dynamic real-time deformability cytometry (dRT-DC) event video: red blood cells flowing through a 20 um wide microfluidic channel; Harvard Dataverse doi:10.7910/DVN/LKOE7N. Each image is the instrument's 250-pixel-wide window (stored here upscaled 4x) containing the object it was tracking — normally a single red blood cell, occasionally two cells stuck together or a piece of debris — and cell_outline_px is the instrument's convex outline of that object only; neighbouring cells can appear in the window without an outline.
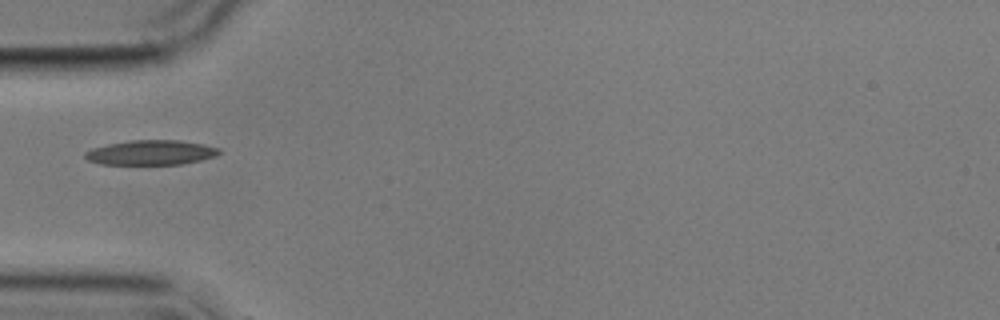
{"species": "common noctule bat (a hibernating species)", "species_latin": "Nyctalus noctula", "temperature_condition": "cold", "stored_images_in_passage": 1, "camera_frame_rate_fps": 3000, "um_per_image_px": 0.085, "animal": {"sex": "male", "body_mass_g": 17.9}, "frame": {"image": 1, "passage_image": 1, "time_ms": 0.0, "image_size_px": [1000, 320], "cell_outline_px": [[220, 152], [216, 156], [200, 160], [180, 164], [100, 164], [88, 160], [84, 156], [84, 152], [92, 148], [108, 144], [132, 140], [180, 140], [204, 144], [220, 148]], "centroid_in_image_um": [12.83, 12.96], "position_along_channel_um": 72.2, "area_um2": 19.31}}